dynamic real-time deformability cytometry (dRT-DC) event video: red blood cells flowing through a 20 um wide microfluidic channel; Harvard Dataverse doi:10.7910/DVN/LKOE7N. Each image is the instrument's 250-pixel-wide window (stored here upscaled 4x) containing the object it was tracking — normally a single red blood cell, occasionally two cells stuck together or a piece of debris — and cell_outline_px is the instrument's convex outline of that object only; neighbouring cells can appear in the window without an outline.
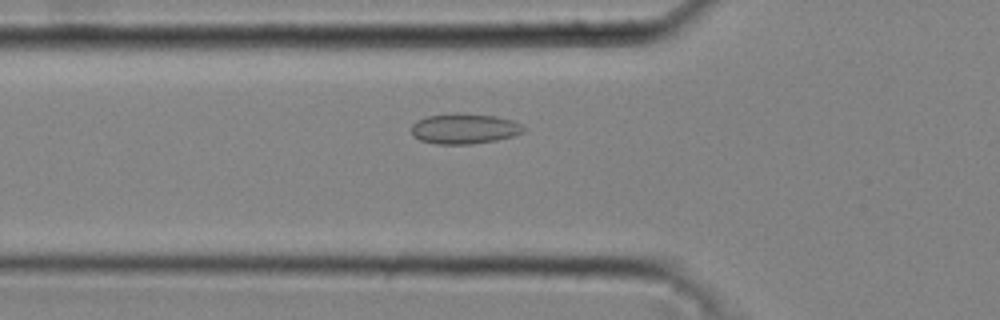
{"species": "common noctule bat (a hibernating species)", "species_latin": "Nyctalus noctula", "temperature_condition": "cold", "stored_images_in_passage": 37, "camera_frame_rate_fps": 3000, "um_per_image_px": 0.085, "animal": {"sex": "male", "body_mass_g": 20.4}, "frame": {"image": 1, "passage_image": 13, "time_ms": 4.0, "image_size_px": [1000, 320], "cell_outline_px": [[528, 128], [524, 132], [512, 136], [496, 140], [472, 144], [436, 144], [420, 140], [412, 136], [412, 124], [416, 120], [428, 116], [452, 112], [496, 116], [512, 120]], "centroid_in_image_um": [39.46, 10.93], "position_along_channel_um": 86.3, "area_um2": 20.06}}
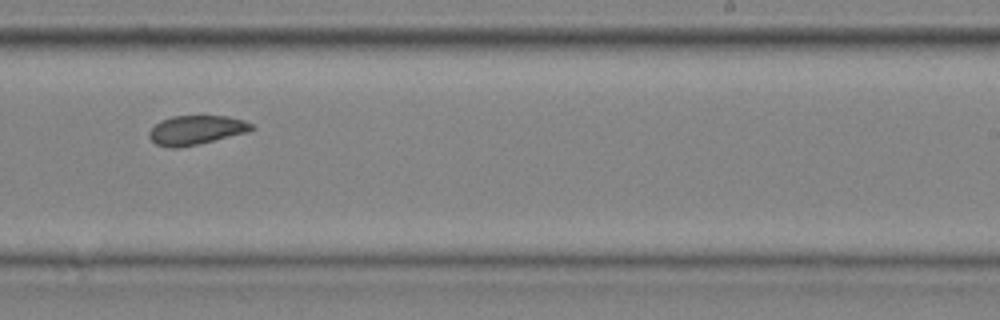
{"frame": {"image": 2, "passage_image": 26, "time_ms": 8.333, "image_size_px": [1000, 320], "cell_outline_px": [[256, 128], [248, 132], [180, 148], [168, 148], [156, 144], [148, 136], [148, 132], [160, 120], [172, 116], [228, 116], [244, 120], [252, 124]], "centroid_in_image_um": [16.67, 11.05], "position_along_channel_um": 272.3, "area_um2": 17.46}}
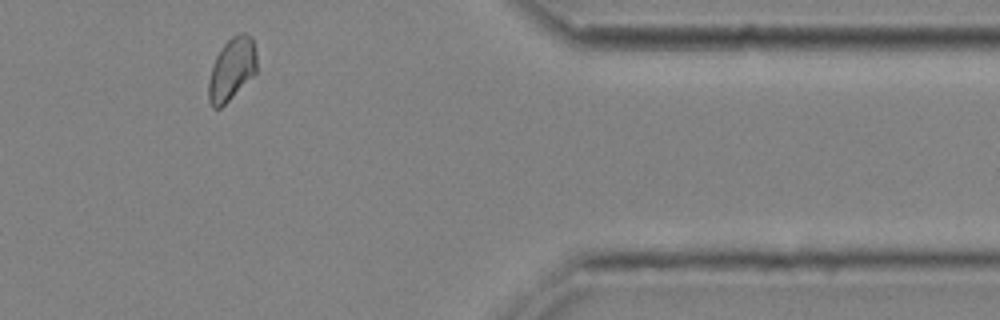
{"frame": {"image": 3, "passage_image": 36, "time_ms": 11.667, "image_size_px": [1000, 320], "cell_outline_px": [[256, 72], [220, 108], [212, 108], [208, 100], [208, 80], [216, 56], [224, 44], [232, 36], [240, 32], [244, 32], [252, 36], [256, 52]], "centroid_in_image_um": [19.69, 5.85], "position_along_channel_um": 391.7, "area_um2": 17.4}, "authors_computed_cell_mechanics": {"area_um2": 17.9758, "velocity_mm_per_s": 4.296, "shape_relaxation_time_tau1_ms": null, "shape_relaxation_time_tau2_ms": 1.5678, "deformation_change_tau1": null, "deformation_change_tau2": 0.0658}}